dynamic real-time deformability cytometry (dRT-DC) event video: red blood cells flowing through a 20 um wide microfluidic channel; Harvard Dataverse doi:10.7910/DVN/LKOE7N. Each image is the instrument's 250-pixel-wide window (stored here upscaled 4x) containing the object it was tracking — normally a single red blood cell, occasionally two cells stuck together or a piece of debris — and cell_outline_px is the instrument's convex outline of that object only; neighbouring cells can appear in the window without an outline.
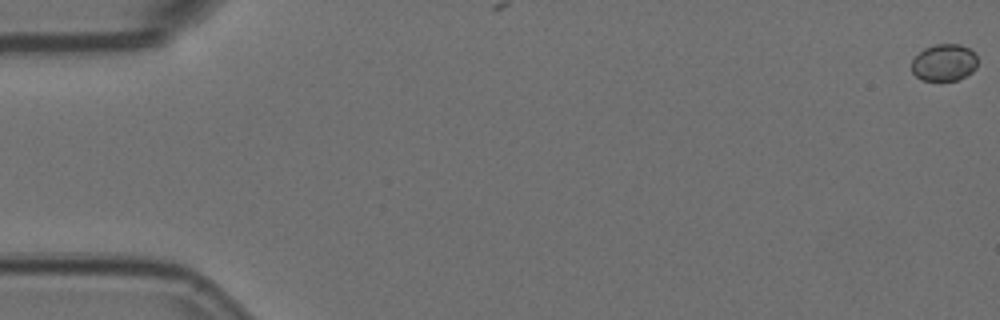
{"species": "Egyptian fruit bat (a non-hibernating species)", "species_latin": "Rousettus aegyptiacus", "temperature_condition": "room temperature", "stored_images_in_passage": 6, "camera_frame_rate_fps": 3000, "um_per_image_px": 0.085, "animal": {"sex": "female"}, "frame": {"image": 1, "passage_image": 1, "time_ms": 0.0, "image_size_px": [1000, 320], "cell_outline_px": [[976, 68], [972, 72], [956, 80], [924, 80], [916, 76], [912, 72], [912, 60], [924, 48], [936, 44], [960, 44], [968, 48], [976, 56]], "centroid_in_image_um": [80.24, 5.31], "position_along_channel_um": 4.8, "area_um2": 13.99}}